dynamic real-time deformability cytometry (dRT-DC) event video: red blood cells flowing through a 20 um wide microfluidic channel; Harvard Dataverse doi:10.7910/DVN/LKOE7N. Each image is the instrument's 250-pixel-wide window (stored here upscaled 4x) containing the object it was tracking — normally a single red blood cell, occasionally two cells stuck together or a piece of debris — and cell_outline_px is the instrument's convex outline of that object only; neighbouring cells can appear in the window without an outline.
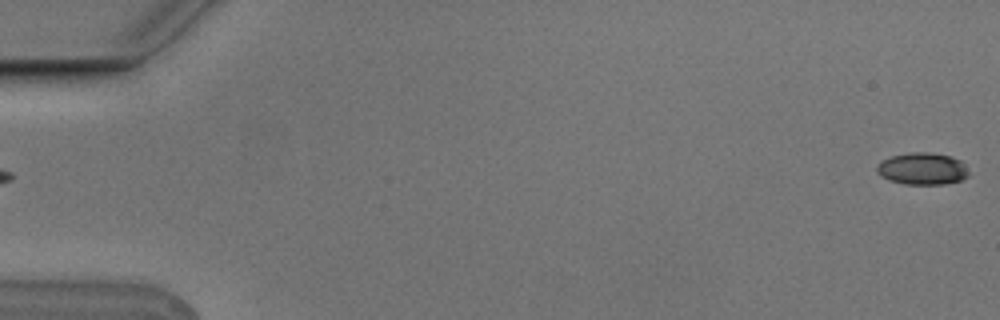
{"species": "Egyptian fruit bat (a non-hibernating species)", "species_latin": "Rousettus aegyptiacus", "temperature_condition": "cold", "stored_images_in_passage": 5, "segment_of_instrument_passage": [2, 2], "camera_frame_rate_fps": 3000, "um_per_image_px": 0.085, "animal": {"sex": "male"}, "frame": {"image": 1, "passage_image": 5, "time_ms": 1.333, "image_size_px": [1000, 320], "cell_outline_px": [[968, 176], [960, 180], [944, 184], [904, 184], [888, 180], [880, 176], [876, 172], [876, 164], [880, 160], [892, 156], [908, 152], [928, 152], [952, 156], [960, 160], [964, 164], [968, 172]], "centroid_in_image_um": [78.35, 14.33], "position_along_channel_um": 6.6, "area_um2": 17.34}}